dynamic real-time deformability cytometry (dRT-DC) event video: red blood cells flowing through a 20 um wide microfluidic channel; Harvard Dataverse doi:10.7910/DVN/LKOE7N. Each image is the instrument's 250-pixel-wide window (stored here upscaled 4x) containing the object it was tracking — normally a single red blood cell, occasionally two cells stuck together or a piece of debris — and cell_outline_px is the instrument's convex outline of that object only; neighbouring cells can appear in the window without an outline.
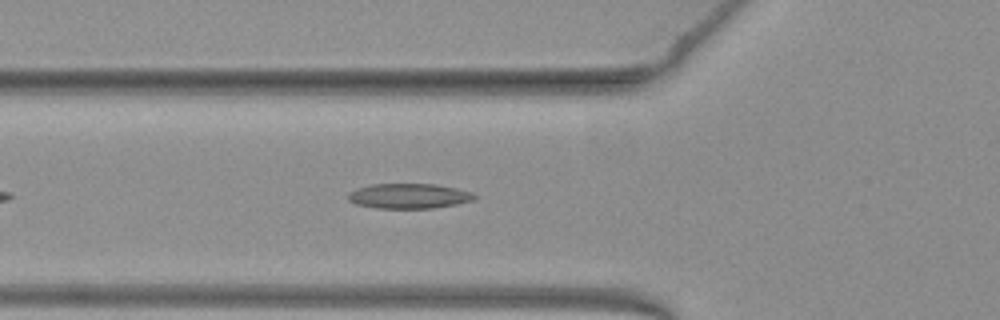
{"species": "common noctule bat (a hibernating species)", "species_latin": "Nyctalus noctula", "temperature_condition": "warm", "stored_images_in_passage": 41, "camera_frame_rate_fps": 3000, "um_per_image_px": 0.085, "animal": {"sex": "female", "body_mass_g": 19.3, "forearm_length_mm": 54.1}, "frame": {"image": 1, "passage_image": 8, "time_ms": 2.333, "image_size_px": [1000, 320], "cell_outline_px": [[476, 196], [472, 200], [456, 204], [432, 208], [376, 208], [356, 204], [348, 200], [348, 192], [356, 188], [372, 184], [436, 184], [456, 188], [472, 192]], "centroid_in_image_um": [34.72, 16.65], "position_along_channel_um": 91.1, "area_um2": 18.38}}
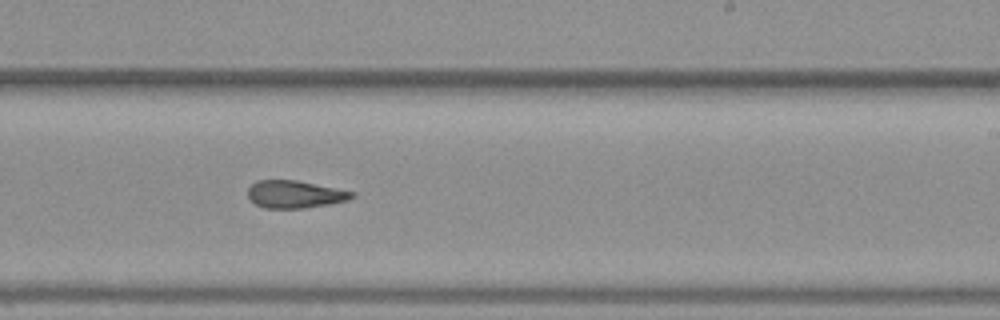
{"frame": {"image": 2, "passage_image": 21, "time_ms": 6.667, "image_size_px": [1000, 320], "cell_outline_px": [[356, 196], [348, 200], [328, 204], [304, 208], [264, 208], [256, 204], [248, 196], [248, 188], [256, 180], [296, 180], [356, 192]], "centroid_in_image_um": [25.08, 16.51], "position_along_channel_um": 263.9, "area_um2": 16.65}}
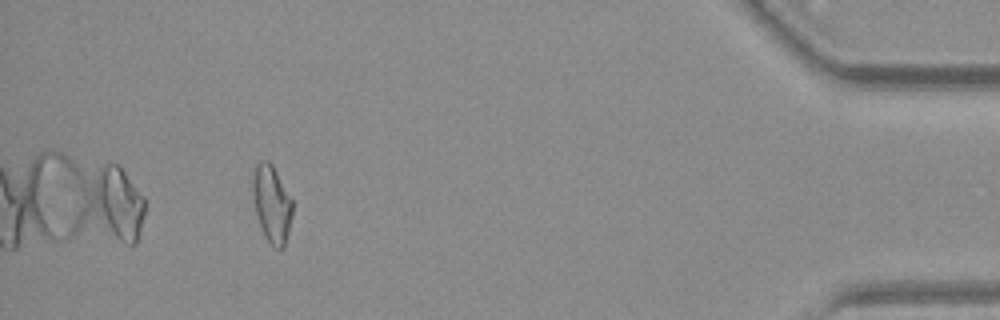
{"frame": {"image": 3, "passage_image": 37, "time_ms": 12.0, "image_size_px": [1000, 320], "cell_outline_px": [[292, 216], [284, 248], [272, 248], [264, 236], [252, 200], [252, 180], [256, 164], [260, 160], [268, 160], [272, 164], [292, 200]], "centroid_in_image_um": [23.08, 17.34], "position_along_channel_um": 412.1, "area_um2": 17.92}, "authors_computed_cell_mechanics": {"area_um2": 17.629, "velocity_mm_per_s": 3.9907, "shape_relaxation_time_tau1_ms": null, "shape_relaxation_time_tau2_ms": 3.596, "deformation_change_tau1": null, "deformation_change_tau2": 0.1391}}